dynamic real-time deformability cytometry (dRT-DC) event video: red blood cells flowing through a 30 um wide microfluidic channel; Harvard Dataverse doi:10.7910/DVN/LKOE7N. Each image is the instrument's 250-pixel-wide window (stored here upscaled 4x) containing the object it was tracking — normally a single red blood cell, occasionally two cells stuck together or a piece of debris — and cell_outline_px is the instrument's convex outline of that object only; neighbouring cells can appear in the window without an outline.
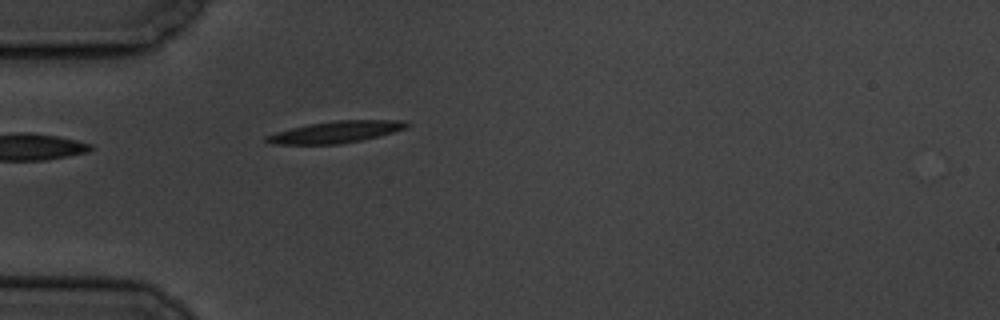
{"species": "common noctule bat (a hibernating species)", "species_latin": "Nyctalus noctula", "temperature_condition": "cold", "stored_images_in_passage": 6, "camera_frame_rate_fps": 3000, "um_per_image_px": 0.085, "animal": {"sex": "male", "body_mass_g": 19.5, "forearm_length_mm": 54.6}, "frame": {"image": 1, "passage_image": 6, "time_ms": 5.667, "image_size_px": [1000, 320], "cell_outline_px": [[412, 124], [408, 128], [360, 140], [336, 144], [272, 144], [264, 140], [264, 136], [276, 132], [308, 124], [336, 120], [404, 120]], "centroid_in_image_um": [28.55, 11.21], "position_along_channel_um": 56.4, "area_um2": 17.63}}